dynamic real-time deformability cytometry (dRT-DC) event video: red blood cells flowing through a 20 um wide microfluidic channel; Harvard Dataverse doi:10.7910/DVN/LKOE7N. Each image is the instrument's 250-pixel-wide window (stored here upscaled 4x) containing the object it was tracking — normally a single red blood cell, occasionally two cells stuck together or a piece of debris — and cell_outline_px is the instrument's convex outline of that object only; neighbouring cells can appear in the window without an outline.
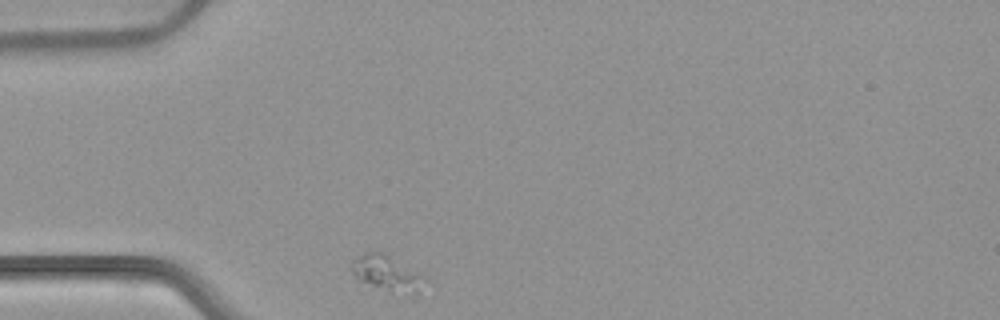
{"species": "common noctule bat (a hibernating species)", "species_latin": "Nyctalus noctula", "temperature_condition": "warm", "stored_images_in_passage": 31, "camera_frame_rate_fps": 3000, "um_per_image_px": 0.085, "animal": {"sex": "female", "body_mass_g": 22.7, "forearm_length_mm": 54.2}, "frame": {"image": 1, "passage_image": 1, "time_ms": 0.0, "image_size_px": [1000, 320], "cell_outline_px": [[428, 280], [416, 292], [388, 288], [372, 284], [360, 280], [352, 272], [352, 260], [356, 256], [364, 252], [380, 248], [420, 272]], "centroid_in_image_um": [32.88, 23.06], "position_along_channel_um": 52.1, "area_um2": 14.8}}
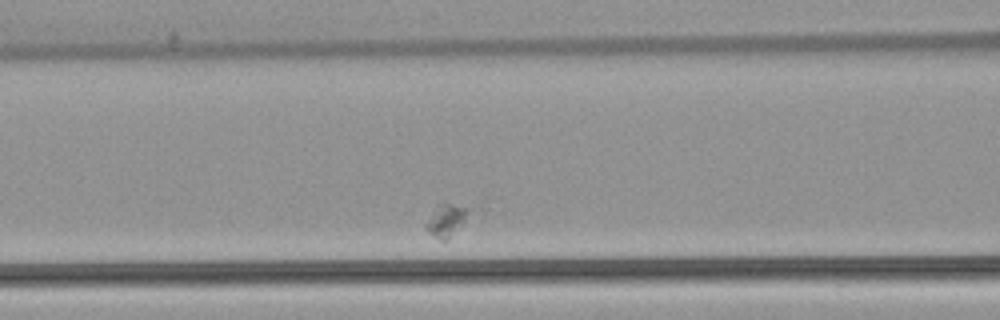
{"frame": {"image": 2, "passage_image": 9, "time_ms": 2.667, "image_size_px": [1000, 320], "cell_outline_px": [[488, 208], [484, 216], [444, 240], [440, 240], [428, 232], [424, 228], [424, 224], [432, 212], [440, 204], [484, 196]], "centroid_in_image_um": [38.68, 18.43], "position_along_channel_um": 127.9, "area_um2": 12.02}}
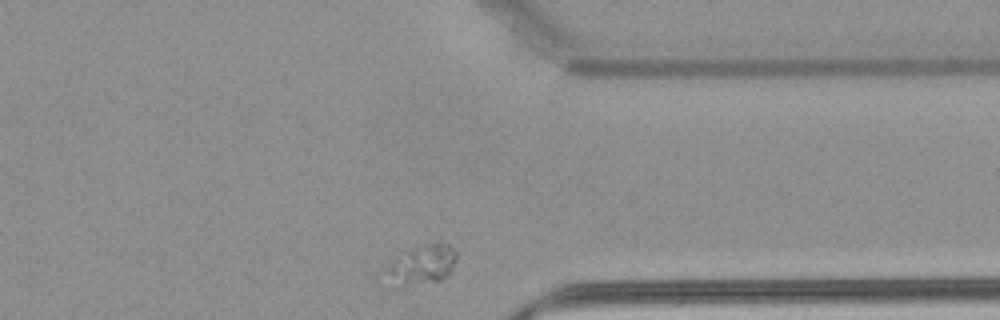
{"frame": {"image": 3, "passage_image": 31, "time_ms": 10.0, "image_size_px": [1000, 320], "cell_outline_px": [[456, 260], [448, 276], [440, 280], [404, 284], [388, 272], [384, 268], [388, 264], [436, 240], [448, 244], [456, 252]], "centroid_in_image_um": [36.07, 22.44], "position_along_channel_um": 375.3, "area_um2": 14.45}}